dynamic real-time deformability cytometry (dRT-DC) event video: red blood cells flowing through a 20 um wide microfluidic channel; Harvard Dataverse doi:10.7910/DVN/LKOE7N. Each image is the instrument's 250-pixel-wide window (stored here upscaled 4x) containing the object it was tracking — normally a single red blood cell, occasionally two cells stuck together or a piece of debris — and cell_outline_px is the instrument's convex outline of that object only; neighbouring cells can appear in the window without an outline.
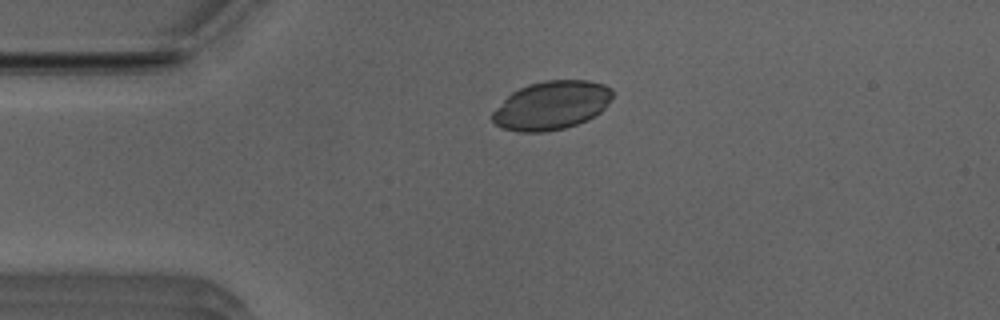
{"species": "Egyptian fruit bat (a non-hibernating species)", "species_latin": "Rousettus aegyptiacus", "temperature_condition": "room temperature", "stored_images_in_passage": 42, "camera_frame_rate_fps": 3000, "um_per_image_px": 0.085, "animal": {"sex": "male"}, "frame": {"image": 1, "passage_image": 2, "time_ms": 0.333, "image_size_px": [1000, 320], "cell_outline_px": [[612, 96], [604, 108], [600, 112], [588, 120], [564, 128], [544, 132], [516, 132], [504, 128], [496, 124], [492, 120], [492, 112], [512, 92], [528, 84], [544, 80], [588, 80], [604, 84], [612, 88]], "centroid_in_image_um": [46.88, 8.95], "position_along_channel_um": 38.1, "area_um2": 33.93}}
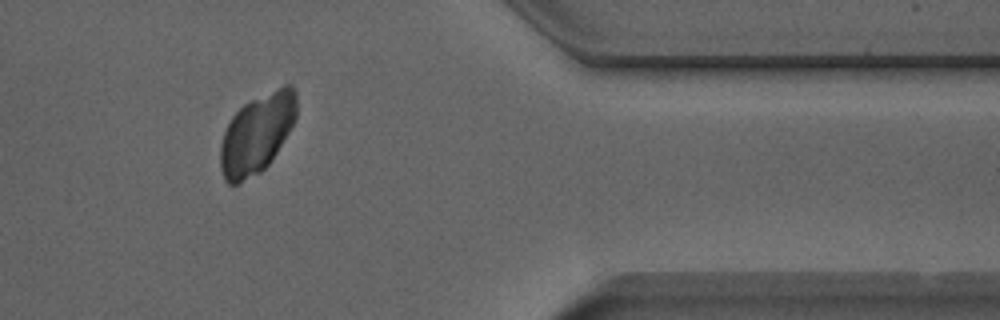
{"frame": {"image": 2, "passage_image": 33, "time_ms": 10.667, "image_size_px": [1000, 320], "cell_outline_px": [[296, 116], [288, 132], [272, 160], [260, 172], [236, 184], [228, 184], [224, 180], [220, 168], [220, 148], [224, 132], [232, 116], [244, 104], [284, 84], [292, 84], [296, 92]], "centroid_in_image_um": [21.83, 11.36], "position_along_channel_um": 389.6, "area_um2": 34.91}}
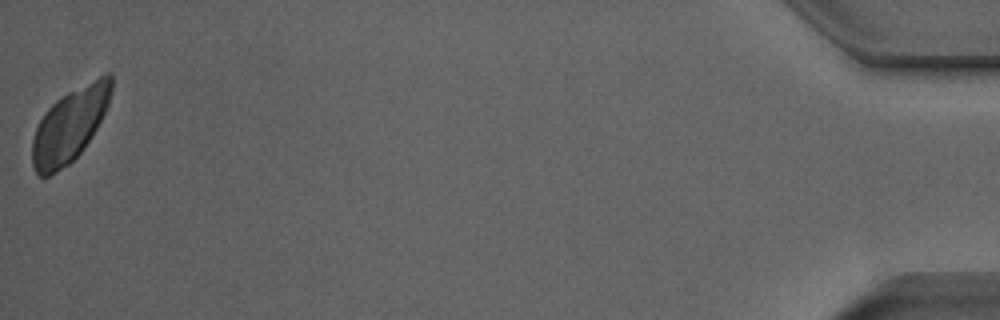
{"frame": {"image": 3, "passage_image": 42, "time_ms": 13.667, "image_size_px": [1000, 320], "cell_outline_px": [[112, 92], [108, 104], [92, 136], [80, 152], [68, 164], [56, 172], [48, 176], [40, 176], [36, 172], [32, 164], [32, 140], [36, 128], [40, 120], [48, 108], [60, 96], [108, 72], [112, 72]], "centroid_in_image_um": [5.92, 10.62], "position_along_channel_um": 429.3, "area_um2": 33.47}}